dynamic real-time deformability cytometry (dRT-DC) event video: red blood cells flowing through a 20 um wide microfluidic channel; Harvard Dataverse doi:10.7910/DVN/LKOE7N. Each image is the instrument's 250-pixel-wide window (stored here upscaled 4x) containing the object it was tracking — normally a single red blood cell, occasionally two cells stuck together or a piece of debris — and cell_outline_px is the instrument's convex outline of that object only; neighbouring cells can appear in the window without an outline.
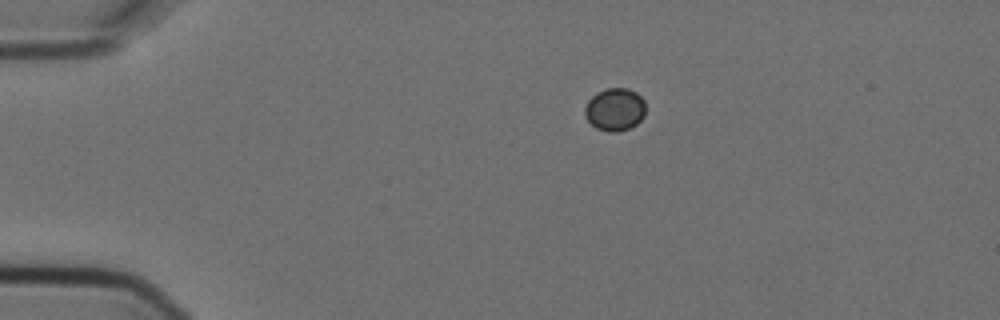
{"species": "Egyptian fruit bat (a non-hibernating species)", "species_latin": "Rousettus aegyptiacus", "temperature_condition": "cold", "stored_images_in_passage": 5, "camera_frame_rate_fps": 3000, "um_per_image_px": 0.085, "animal": {"sex": "female"}, "frame": {"image": 1, "passage_image": 1, "time_ms": 0.0, "image_size_px": [1000, 320], "cell_outline_px": [[644, 116], [636, 124], [628, 128], [616, 132], [608, 132], [596, 128], [584, 116], [584, 108], [588, 100], [596, 92], [604, 88], [628, 88], [636, 92], [644, 100]], "centroid_in_image_um": [52.24, 9.29], "position_along_channel_um": 32.8, "area_um2": 15.2}}
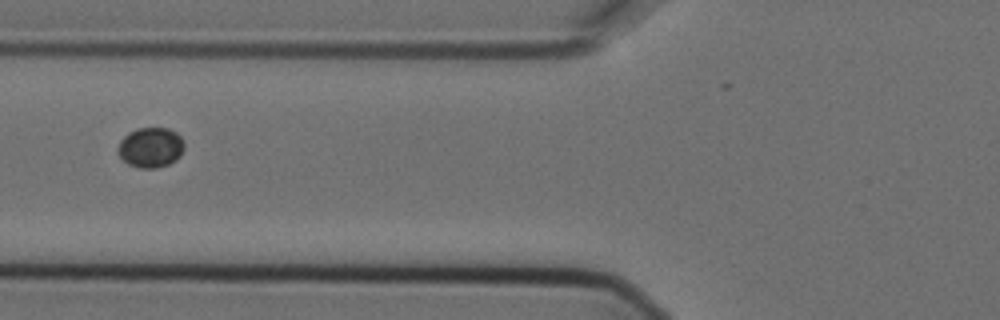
{"frame": {"image": 2, "passage_image": 4, "time_ms": 1.0, "image_size_px": [1000, 320], "cell_outline_px": [[184, 148], [180, 156], [176, 160], [168, 164], [156, 168], [140, 168], [128, 164], [116, 152], [116, 148], [120, 140], [128, 132], [136, 128], [168, 128], [176, 132], [180, 136], [184, 144]], "centroid_in_image_um": [12.78, 12.53], "position_along_channel_um": 113.0, "area_um2": 15.66}}
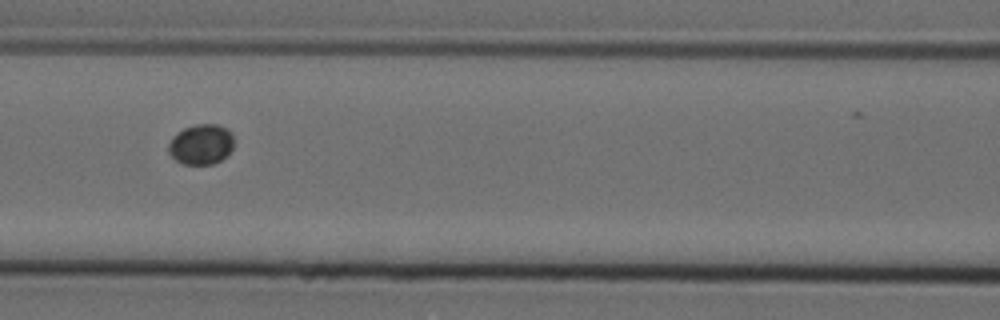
{"frame": {"image": 3, "passage_image": 5, "time_ms": 1.333, "image_size_px": [1000, 320], "cell_outline_px": [[232, 148], [220, 160], [212, 164], [184, 164], [176, 160], [168, 152], [168, 144], [172, 136], [184, 128], [196, 124], [216, 124], [228, 128], [232, 132]], "centroid_in_image_um": [17.07, 12.25], "position_along_channel_um": 149.5, "area_um2": 15.26}}